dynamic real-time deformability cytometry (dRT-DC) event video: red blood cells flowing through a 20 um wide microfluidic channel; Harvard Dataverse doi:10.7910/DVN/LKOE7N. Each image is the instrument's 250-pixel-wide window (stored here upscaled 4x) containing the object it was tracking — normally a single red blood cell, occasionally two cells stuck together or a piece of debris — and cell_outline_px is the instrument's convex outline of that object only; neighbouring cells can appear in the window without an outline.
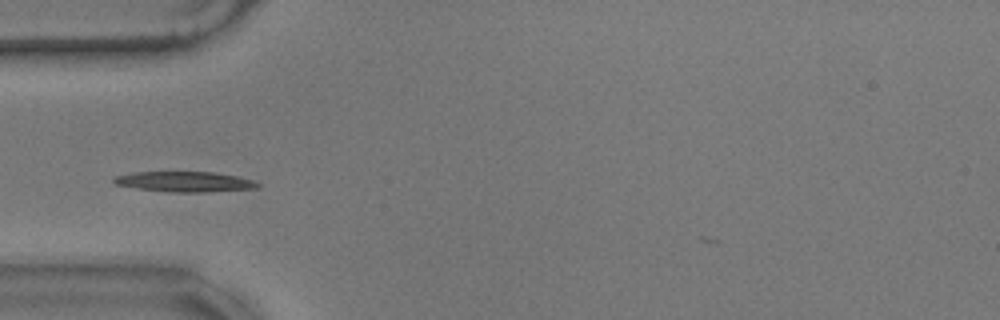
{"species": "common noctule bat (a hibernating species)", "species_latin": "Nyctalus noctula", "temperature_condition": "warm", "stored_images_in_passage": 29, "camera_frame_rate_fps": 3000, "um_per_image_px": 0.085, "animal": {"sex": "male", "body_mass_g": 17.9}, "frame": {"image": 1, "passage_image": 1, "time_ms": 0.0, "image_size_px": [1000, 320], "cell_outline_px": [[260, 188], [208, 192], [172, 192], [136, 188], [116, 184], [112, 180], [116, 176], [136, 172], [212, 172], [236, 176], [252, 180], [260, 184]], "centroid_in_image_um": [15.74, 15.45], "position_along_channel_um": 69.3, "area_um2": 16.88}, "authors_computed_cell_mechanics": {"area_um2": 16.2418, "velocity_mm_per_s": 3.473, "shape_relaxation_time_tau1_ms": 1.9593, "shape_relaxation_time_tau2_ms": 4.557, "deformation_change_tau1": 0.1363, "deformation_change_tau2": 0.0936}}